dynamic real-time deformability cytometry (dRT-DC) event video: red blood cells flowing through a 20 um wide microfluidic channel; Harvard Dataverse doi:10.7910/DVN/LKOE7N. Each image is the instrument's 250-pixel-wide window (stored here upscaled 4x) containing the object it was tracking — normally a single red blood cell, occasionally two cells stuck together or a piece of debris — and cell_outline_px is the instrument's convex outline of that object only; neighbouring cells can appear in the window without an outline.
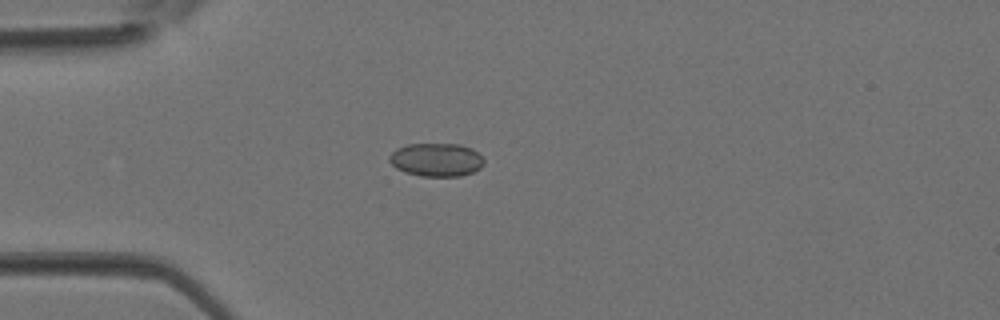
{"species": "Egyptian fruit bat (a non-hibernating species)", "species_latin": "Rousettus aegyptiacus", "temperature_condition": "room temperature", "stored_images_in_passage": 3, "camera_frame_rate_fps": 3000, "um_per_image_px": 0.085, "animal": {"sex": "female"}, "frame": {"image": 1, "passage_image": 3, "time_ms": 0.667, "image_size_px": [1000, 320], "cell_outline_px": [[484, 164], [480, 168], [472, 172], [460, 176], [420, 176], [404, 172], [396, 168], [388, 160], [388, 156], [396, 148], [408, 144], [460, 144], [472, 148], [484, 160]], "centroid_in_image_um": [37.06, 13.58], "position_along_channel_um": 47.9, "area_um2": 18.44}}